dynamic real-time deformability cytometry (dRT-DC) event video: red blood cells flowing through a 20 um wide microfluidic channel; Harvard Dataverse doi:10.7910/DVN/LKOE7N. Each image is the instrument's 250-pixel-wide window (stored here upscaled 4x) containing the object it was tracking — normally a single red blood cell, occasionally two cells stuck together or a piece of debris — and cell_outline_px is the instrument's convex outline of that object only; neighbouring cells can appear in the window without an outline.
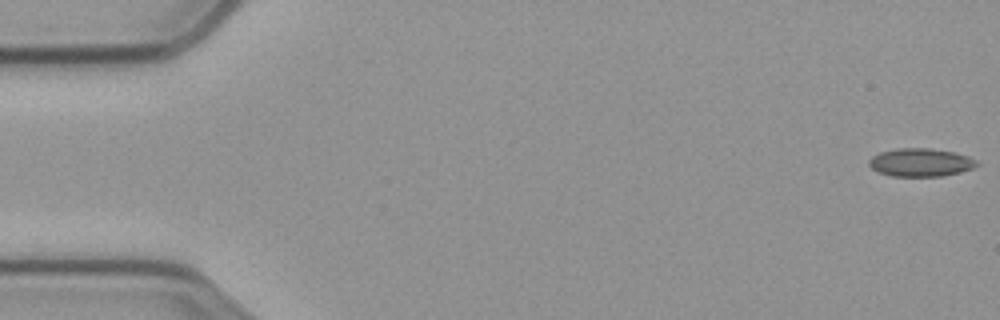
{"species": "common noctule bat (a hibernating species)", "species_latin": "Nyctalus noctula", "temperature_condition": "cold", "stored_images_in_passage": 58, "camera_frame_rate_fps": 3000, "um_per_image_px": 0.085, "animal": {"sex": "male", "body_mass_g": 23.1, "forearm_length_mm": 52.7}, "frame": {"image": 1, "passage_image": 1, "time_ms": 0.0, "image_size_px": [1000, 320], "cell_outline_px": [[980, 164], [972, 168], [960, 172], [940, 176], [892, 176], [880, 172], [872, 168], [868, 164], [868, 160], [872, 156], [880, 152], [896, 148], [928, 148], [952, 152], [968, 156], [976, 160]], "centroid_in_image_um": [78.24, 13.8], "position_along_channel_um": 6.8, "area_um2": 17.57}}
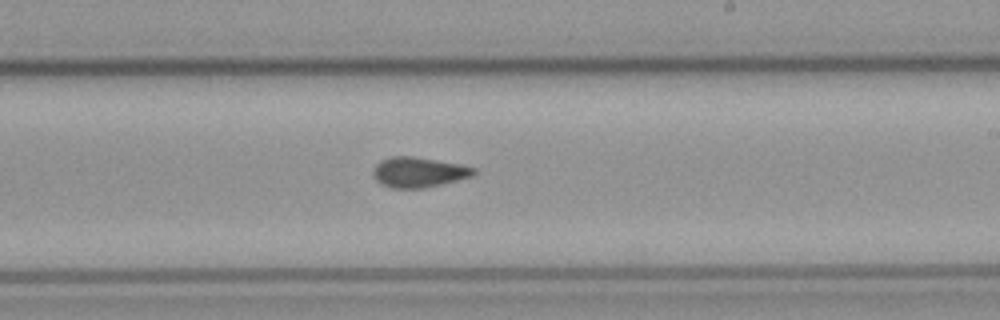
{"frame": {"image": 2, "passage_image": 34, "time_ms": 11.0, "image_size_px": [1000, 320], "cell_outline_px": [[476, 172], [472, 176], [424, 188], [392, 188], [380, 184], [376, 180], [372, 172], [376, 164], [380, 160], [392, 156], [412, 156], [460, 164], [476, 168]], "centroid_in_image_um": [35.55, 14.63], "position_along_channel_um": 253.4, "area_um2": 17.63}}
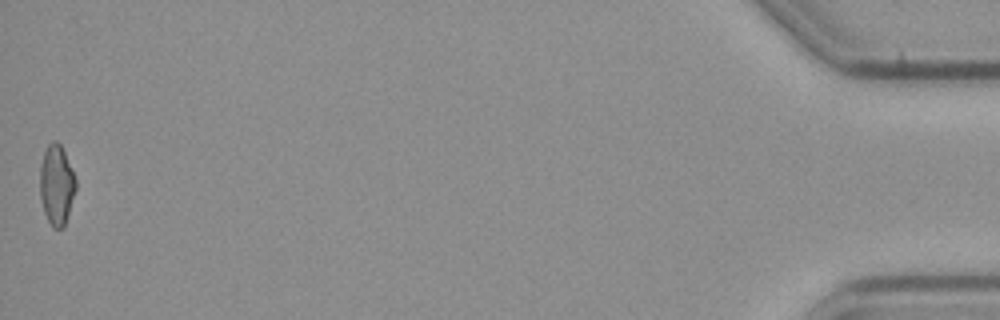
{"frame": {"image": 3, "passage_image": 58, "time_ms": 19.0, "image_size_px": [1000, 320], "cell_outline_px": [[76, 188], [64, 228], [52, 228], [44, 212], [40, 200], [40, 164], [44, 152], [48, 144], [52, 140], [56, 140], [60, 144], [64, 152], [76, 180]], "centroid_in_image_um": [4.79, 15.72], "position_along_channel_um": 430.4, "area_um2": 16.7}, "authors_computed_cell_mechanics": {"area_um2": 17.2822, "velocity_mm_per_s": 3.5314, "shape_relaxation_time_tau1_ms": null, "shape_relaxation_time_tau2_ms": 3.6749, "deformation_change_tau1": null, "deformation_change_tau2": 0.0785}}